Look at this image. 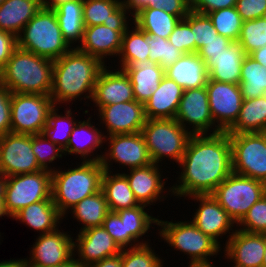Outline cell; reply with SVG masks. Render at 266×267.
I'll list each match as a JSON object with an SVG mask.
<instances>
[{"label": "cell", "mask_w": 266, "mask_h": 267, "mask_svg": "<svg viewBox=\"0 0 266 267\" xmlns=\"http://www.w3.org/2000/svg\"><path fill=\"white\" fill-rule=\"evenodd\" d=\"M177 168L173 197L211 194L233 172L229 134L191 135Z\"/></svg>", "instance_id": "1"}, {"label": "cell", "mask_w": 266, "mask_h": 267, "mask_svg": "<svg viewBox=\"0 0 266 267\" xmlns=\"http://www.w3.org/2000/svg\"><path fill=\"white\" fill-rule=\"evenodd\" d=\"M104 66L98 58L80 51L77 47L54 60L50 92L54 105L67 106L78 99H87L85 103L91 101L98 74Z\"/></svg>", "instance_id": "2"}, {"label": "cell", "mask_w": 266, "mask_h": 267, "mask_svg": "<svg viewBox=\"0 0 266 267\" xmlns=\"http://www.w3.org/2000/svg\"><path fill=\"white\" fill-rule=\"evenodd\" d=\"M53 60L16 48L3 70L0 84L12 93L50 95Z\"/></svg>", "instance_id": "3"}, {"label": "cell", "mask_w": 266, "mask_h": 267, "mask_svg": "<svg viewBox=\"0 0 266 267\" xmlns=\"http://www.w3.org/2000/svg\"><path fill=\"white\" fill-rule=\"evenodd\" d=\"M103 172L100 161L81 162L64 170L58 167L51 172V197L64 218L77 203L101 190Z\"/></svg>", "instance_id": "4"}, {"label": "cell", "mask_w": 266, "mask_h": 267, "mask_svg": "<svg viewBox=\"0 0 266 267\" xmlns=\"http://www.w3.org/2000/svg\"><path fill=\"white\" fill-rule=\"evenodd\" d=\"M17 47L53 61L72 48L62 36L54 10L43 7L17 36Z\"/></svg>", "instance_id": "5"}, {"label": "cell", "mask_w": 266, "mask_h": 267, "mask_svg": "<svg viewBox=\"0 0 266 267\" xmlns=\"http://www.w3.org/2000/svg\"><path fill=\"white\" fill-rule=\"evenodd\" d=\"M160 227V228H159ZM157 230L160 239L176 251L187 255L190 263L209 262L211 257L223 253L222 248L209 236L199 230L191 220L165 221L158 219Z\"/></svg>", "instance_id": "6"}, {"label": "cell", "mask_w": 266, "mask_h": 267, "mask_svg": "<svg viewBox=\"0 0 266 267\" xmlns=\"http://www.w3.org/2000/svg\"><path fill=\"white\" fill-rule=\"evenodd\" d=\"M141 133L152 162L161 166L164 158L178 165L192 135L176 119H147Z\"/></svg>", "instance_id": "7"}, {"label": "cell", "mask_w": 266, "mask_h": 267, "mask_svg": "<svg viewBox=\"0 0 266 267\" xmlns=\"http://www.w3.org/2000/svg\"><path fill=\"white\" fill-rule=\"evenodd\" d=\"M264 194L265 183L233 172L211 193L236 224Z\"/></svg>", "instance_id": "8"}, {"label": "cell", "mask_w": 266, "mask_h": 267, "mask_svg": "<svg viewBox=\"0 0 266 267\" xmlns=\"http://www.w3.org/2000/svg\"><path fill=\"white\" fill-rule=\"evenodd\" d=\"M52 173L41 170L35 173L7 176L2 216L12 217L20 209L51 197Z\"/></svg>", "instance_id": "9"}, {"label": "cell", "mask_w": 266, "mask_h": 267, "mask_svg": "<svg viewBox=\"0 0 266 267\" xmlns=\"http://www.w3.org/2000/svg\"><path fill=\"white\" fill-rule=\"evenodd\" d=\"M54 106L50 95L12 93L11 132L28 135L43 133Z\"/></svg>", "instance_id": "10"}, {"label": "cell", "mask_w": 266, "mask_h": 267, "mask_svg": "<svg viewBox=\"0 0 266 267\" xmlns=\"http://www.w3.org/2000/svg\"><path fill=\"white\" fill-rule=\"evenodd\" d=\"M104 144H107L108 148L105 147L103 152L100 149L102 153L100 163L106 171L113 170V162L119 164L118 166L121 165V169L123 167L125 169L126 166L127 170L153 163L141 132L106 136Z\"/></svg>", "instance_id": "11"}, {"label": "cell", "mask_w": 266, "mask_h": 267, "mask_svg": "<svg viewBox=\"0 0 266 267\" xmlns=\"http://www.w3.org/2000/svg\"><path fill=\"white\" fill-rule=\"evenodd\" d=\"M233 173L266 184V145L259 133L229 134Z\"/></svg>", "instance_id": "12"}, {"label": "cell", "mask_w": 266, "mask_h": 267, "mask_svg": "<svg viewBox=\"0 0 266 267\" xmlns=\"http://www.w3.org/2000/svg\"><path fill=\"white\" fill-rule=\"evenodd\" d=\"M175 119L192 135L222 132L212 119L206 86L183 91Z\"/></svg>", "instance_id": "13"}, {"label": "cell", "mask_w": 266, "mask_h": 267, "mask_svg": "<svg viewBox=\"0 0 266 267\" xmlns=\"http://www.w3.org/2000/svg\"><path fill=\"white\" fill-rule=\"evenodd\" d=\"M43 170L32 150V135L7 133L0 137V174L13 176Z\"/></svg>", "instance_id": "14"}, {"label": "cell", "mask_w": 266, "mask_h": 267, "mask_svg": "<svg viewBox=\"0 0 266 267\" xmlns=\"http://www.w3.org/2000/svg\"><path fill=\"white\" fill-rule=\"evenodd\" d=\"M187 198L200 203L192 215L193 219L190 218L191 222L223 248L219 239L223 240L222 237L225 235L227 238L225 242L227 243L230 236L237 230L235 227L237 224L211 194L191 195Z\"/></svg>", "instance_id": "15"}, {"label": "cell", "mask_w": 266, "mask_h": 267, "mask_svg": "<svg viewBox=\"0 0 266 267\" xmlns=\"http://www.w3.org/2000/svg\"><path fill=\"white\" fill-rule=\"evenodd\" d=\"M59 228L39 235L30 248L28 267H52L66 263L74 257V237Z\"/></svg>", "instance_id": "16"}, {"label": "cell", "mask_w": 266, "mask_h": 267, "mask_svg": "<svg viewBox=\"0 0 266 267\" xmlns=\"http://www.w3.org/2000/svg\"><path fill=\"white\" fill-rule=\"evenodd\" d=\"M96 113L98 127L103 124L101 128L107 129L105 137L141 132L147 120L144 104L136 100L103 106Z\"/></svg>", "instance_id": "17"}, {"label": "cell", "mask_w": 266, "mask_h": 267, "mask_svg": "<svg viewBox=\"0 0 266 267\" xmlns=\"http://www.w3.org/2000/svg\"><path fill=\"white\" fill-rule=\"evenodd\" d=\"M206 90L212 119L222 132H226L235 123L241 109L240 86L208 80Z\"/></svg>", "instance_id": "18"}, {"label": "cell", "mask_w": 266, "mask_h": 267, "mask_svg": "<svg viewBox=\"0 0 266 267\" xmlns=\"http://www.w3.org/2000/svg\"><path fill=\"white\" fill-rule=\"evenodd\" d=\"M160 166L152 163L145 167L129 169L127 173L125 171L122 172L127 178L129 186L139 204L145 206L155 205L154 203H158V201L163 202L170 194L169 198L172 197V188L170 186L168 188L165 187L168 177L164 178L162 166Z\"/></svg>", "instance_id": "19"}, {"label": "cell", "mask_w": 266, "mask_h": 267, "mask_svg": "<svg viewBox=\"0 0 266 267\" xmlns=\"http://www.w3.org/2000/svg\"><path fill=\"white\" fill-rule=\"evenodd\" d=\"M105 65L98 74L91 102L97 111L107 105L135 100L133 86L123 69Z\"/></svg>", "instance_id": "20"}, {"label": "cell", "mask_w": 266, "mask_h": 267, "mask_svg": "<svg viewBox=\"0 0 266 267\" xmlns=\"http://www.w3.org/2000/svg\"><path fill=\"white\" fill-rule=\"evenodd\" d=\"M73 240H75L74 257H77V261L83 267L120 254L122 250L103 226L91 227L78 232Z\"/></svg>", "instance_id": "21"}, {"label": "cell", "mask_w": 266, "mask_h": 267, "mask_svg": "<svg viewBox=\"0 0 266 267\" xmlns=\"http://www.w3.org/2000/svg\"><path fill=\"white\" fill-rule=\"evenodd\" d=\"M83 24L84 27L103 24L112 30L126 32L133 24V14L122 0H83Z\"/></svg>", "instance_id": "22"}, {"label": "cell", "mask_w": 266, "mask_h": 267, "mask_svg": "<svg viewBox=\"0 0 266 267\" xmlns=\"http://www.w3.org/2000/svg\"><path fill=\"white\" fill-rule=\"evenodd\" d=\"M224 246L222 257L234 263L231 267H262L265 250L262 233L237 229Z\"/></svg>", "instance_id": "23"}, {"label": "cell", "mask_w": 266, "mask_h": 267, "mask_svg": "<svg viewBox=\"0 0 266 267\" xmlns=\"http://www.w3.org/2000/svg\"><path fill=\"white\" fill-rule=\"evenodd\" d=\"M86 120H78L70 134L67 146L63 149L65 156L76 155L82 162L100 161L102 154H97L98 150L104 149V134L102 129L91 124L92 115L89 114ZM94 123V124H93ZM103 147V148H102ZM98 149V150H97ZM96 151V153H95Z\"/></svg>", "instance_id": "24"}, {"label": "cell", "mask_w": 266, "mask_h": 267, "mask_svg": "<svg viewBox=\"0 0 266 267\" xmlns=\"http://www.w3.org/2000/svg\"><path fill=\"white\" fill-rule=\"evenodd\" d=\"M209 72V80L239 84L242 61L246 56L241 45L234 41L218 54H199Z\"/></svg>", "instance_id": "25"}, {"label": "cell", "mask_w": 266, "mask_h": 267, "mask_svg": "<svg viewBox=\"0 0 266 267\" xmlns=\"http://www.w3.org/2000/svg\"><path fill=\"white\" fill-rule=\"evenodd\" d=\"M124 33L112 30L103 24L85 27L82 42L76 47L107 65V58L110 60V57L117 58L119 55Z\"/></svg>", "instance_id": "26"}, {"label": "cell", "mask_w": 266, "mask_h": 267, "mask_svg": "<svg viewBox=\"0 0 266 267\" xmlns=\"http://www.w3.org/2000/svg\"><path fill=\"white\" fill-rule=\"evenodd\" d=\"M183 88L164 76L151 97L144 103L147 119H175Z\"/></svg>", "instance_id": "27"}, {"label": "cell", "mask_w": 266, "mask_h": 267, "mask_svg": "<svg viewBox=\"0 0 266 267\" xmlns=\"http://www.w3.org/2000/svg\"><path fill=\"white\" fill-rule=\"evenodd\" d=\"M165 76L174 80L184 91L205 87L209 80L206 64L198 53L183 54L165 69Z\"/></svg>", "instance_id": "28"}, {"label": "cell", "mask_w": 266, "mask_h": 267, "mask_svg": "<svg viewBox=\"0 0 266 267\" xmlns=\"http://www.w3.org/2000/svg\"><path fill=\"white\" fill-rule=\"evenodd\" d=\"M11 218L36 230L39 235L57 230L64 220L52 199L32 203L20 209Z\"/></svg>", "instance_id": "29"}, {"label": "cell", "mask_w": 266, "mask_h": 267, "mask_svg": "<svg viewBox=\"0 0 266 267\" xmlns=\"http://www.w3.org/2000/svg\"><path fill=\"white\" fill-rule=\"evenodd\" d=\"M121 69L125 71L131 81L135 100L143 104L158 89L162 78L165 76V70L150 60L136 61L132 65Z\"/></svg>", "instance_id": "30"}, {"label": "cell", "mask_w": 266, "mask_h": 267, "mask_svg": "<svg viewBox=\"0 0 266 267\" xmlns=\"http://www.w3.org/2000/svg\"><path fill=\"white\" fill-rule=\"evenodd\" d=\"M41 8L42 0H5L0 5V30L17 37Z\"/></svg>", "instance_id": "31"}, {"label": "cell", "mask_w": 266, "mask_h": 267, "mask_svg": "<svg viewBox=\"0 0 266 267\" xmlns=\"http://www.w3.org/2000/svg\"><path fill=\"white\" fill-rule=\"evenodd\" d=\"M114 171L104 170L101 179V190L103 191L109 210L116 212L120 209L133 208L138 205L127 178Z\"/></svg>", "instance_id": "32"}, {"label": "cell", "mask_w": 266, "mask_h": 267, "mask_svg": "<svg viewBox=\"0 0 266 267\" xmlns=\"http://www.w3.org/2000/svg\"><path fill=\"white\" fill-rule=\"evenodd\" d=\"M53 10L63 38L72 48L76 47L75 43L79 45L82 42L85 28L83 24V0L68 1Z\"/></svg>", "instance_id": "33"}, {"label": "cell", "mask_w": 266, "mask_h": 267, "mask_svg": "<svg viewBox=\"0 0 266 267\" xmlns=\"http://www.w3.org/2000/svg\"><path fill=\"white\" fill-rule=\"evenodd\" d=\"M266 129V99H243L235 123L226 131L228 134L259 133Z\"/></svg>", "instance_id": "34"}, {"label": "cell", "mask_w": 266, "mask_h": 267, "mask_svg": "<svg viewBox=\"0 0 266 267\" xmlns=\"http://www.w3.org/2000/svg\"><path fill=\"white\" fill-rule=\"evenodd\" d=\"M181 19L165 10L152 6L143 7L133 15V23L148 35L168 39L174 27Z\"/></svg>", "instance_id": "35"}, {"label": "cell", "mask_w": 266, "mask_h": 267, "mask_svg": "<svg viewBox=\"0 0 266 267\" xmlns=\"http://www.w3.org/2000/svg\"><path fill=\"white\" fill-rule=\"evenodd\" d=\"M110 212L105 195L102 190L84 198L77 203L68 214L72 213L73 220L76 219L81 224L79 232L91 228L102 226L106 215Z\"/></svg>", "instance_id": "36"}, {"label": "cell", "mask_w": 266, "mask_h": 267, "mask_svg": "<svg viewBox=\"0 0 266 267\" xmlns=\"http://www.w3.org/2000/svg\"><path fill=\"white\" fill-rule=\"evenodd\" d=\"M133 24L122 37L121 50L116 59V62L119 60L117 64L120 69L132 65L136 61L149 60L150 51L147 43V34L135 23Z\"/></svg>", "instance_id": "37"}, {"label": "cell", "mask_w": 266, "mask_h": 267, "mask_svg": "<svg viewBox=\"0 0 266 267\" xmlns=\"http://www.w3.org/2000/svg\"><path fill=\"white\" fill-rule=\"evenodd\" d=\"M239 86L243 99L263 96L266 91V67L246 55L242 61Z\"/></svg>", "instance_id": "38"}, {"label": "cell", "mask_w": 266, "mask_h": 267, "mask_svg": "<svg viewBox=\"0 0 266 267\" xmlns=\"http://www.w3.org/2000/svg\"><path fill=\"white\" fill-rule=\"evenodd\" d=\"M148 206L138 205L133 208L120 209L116 211L121 220H124L126 226V232L139 244H148L149 239L144 240L142 236H146V233L150 231L152 224H158V217L152 216V213L149 214L146 208ZM146 209V211H145ZM143 238V239H142ZM142 239V240H141ZM141 240V241H140Z\"/></svg>", "instance_id": "39"}, {"label": "cell", "mask_w": 266, "mask_h": 267, "mask_svg": "<svg viewBox=\"0 0 266 267\" xmlns=\"http://www.w3.org/2000/svg\"><path fill=\"white\" fill-rule=\"evenodd\" d=\"M59 106H54V108L49 112L48 121L46 127L43 130V134L54 144L59 145L64 149L69 141L71 132L76 125L78 119L74 117L75 113H72V109L68 107L64 111V115L59 113Z\"/></svg>", "instance_id": "40"}, {"label": "cell", "mask_w": 266, "mask_h": 267, "mask_svg": "<svg viewBox=\"0 0 266 267\" xmlns=\"http://www.w3.org/2000/svg\"><path fill=\"white\" fill-rule=\"evenodd\" d=\"M207 15L218 34L233 42L238 41L243 21L236 7L218 9Z\"/></svg>", "instance_id": "41"}, {"label": "cell", "mask_w": 266, "mask_h": 267, "mask_svg": "<svg viewBox=\"0 0 266 267\" xmlns=\"http://www.w3.org/2000/svg\"><path fill=\"white\" fill-rule=\"evenodd\" d=\"M237 42L246 55L264 47L266 45V17L244 21Z\"/></svg>", "instance_id": "42"}, {"label": "cell", "mask_w": 266, "mask_h": 267, "mask_svg": "<svg viewBox=\"0 0 266 267\" xmlns=\"http://www.w3.org/2000/svg\"><path fill=\"white\" fill-rule=\"evenodd\" d=\"M152 243L122 249V267H164Z\"/></svg>", "instance_id": "43"}, {"label": "cell", "mask_w": 266, "mask_h": 267, "mask_svg": "<svg viewBox=\"0 0 266 267\" xmlns=\"http://www.w3.org/2000/svg\"><path fill=\"white\" fill-rule=\"evenodd\" d=\"M147 43L150 51L149 60L152 63H157L164 70L173 65L183 55L168 39L160 36L147 34Z\"/></svg>", "instance_id": "44"}, {"label": "cell", "mask_w": 266, "mask_h": 267, "mask_svg": "<svg viewBox=\"0 0 266 267\" xmlns=\"http://www.w3.org/2000/svg\"><path fill=\"white\" fill-rule=\"evenodd\" d=\"M32 150L39 166L51 172L55 170V160L65 155L63 149L51 142L43 133L32 135Z\"/></svg>", "instance_id": "45"}, {"label": "cell", "mask_w": 266, "mask_h": 267, "mask_svg": "<svg viewBox=\"0 0 266 267\" xmlns=\"http://www.w3.org/2000/svg\"><path fill=\"white\" fill-rule=\"evenodd\" d=\"M190 27L195 40V53H197L205 43L217 37V30L208 15L195 11H190Z\"/></svg>", "instance_id": "46"}, {"label": "cell", "mask_w": 266, "mask_h": 267, "mask_svg": "<svg viewBox=\"0 0 266 267\" xmlns=\"http://www.w3.org/2000/svg\"><path fill=\"white\" fill-rule=\"evenodd\" d=\"M236 227L249 233L266 232V194L254 203Z\"/></svg>", "instance_id": "47"}, {"label": "cell", "mask_w": 266, "mask_h": 267, "mask_svg": "<svg viewBox=\"0 0 266 267\" xmlns=\"http://www.w3.org/2000/svg\"><path fill=\"white\" fill-rule=\"evenodd\" d=\"M102 226L121 249L139 246L129 233L126 232L124 220H121L116 212L110 211L106 215Z\"/></svg>", "instance_id": "48"}, {"label": "cell", "mask_w": 266, "mask_h": 267, "mask_svg": "<svg viewBox=\"0 0 266 267\" xmlns=\"http://www.w3.org/2000/svg\"><path fill=\"white\" fill-rule=\"evenodd\" d=\"M168 41L183 54L195 53V40L190 27V12L177 23Z\"/></svg>", "instance_id": "49"}, {"label": "cell", "mask_w": 266, "mask_h": 267, "mask_svg": "<svg viewBox=\"0 0 266 267\" xmlns=\"http://www.w3.org/2000/svg\"><path fill=\"white\" fill-rule=\"evenodd\" d=\"M236 9L242 21L265 17L266 0H237Z\"/></svg>", "instance_id": "50"}, {"label": "cell", "mask_w": 266, "mask_h": 267, "mask_svg": "<svg viewBox=\"0 0 266 267\" xmlns=\"http://www.w3.org/2000/svg\"><path fill=\"white\" fill-rule=\"evenodd\" d=\"M12 92L0 84V137L11 132Z\"/></svg>", "instance_id": "51"}, {"label": "cell", "mask_w": 266, "mask_h": 267, "mask_svg": "<svg viewBox=\"0 0 266 267\" xmlns=\"http://www.w3.org/2000/svg\"><path fill=\"white\" fill-rule=\"evenodd\" d=\"M152 7L184 19L191 11V0H159Z\"/></svg>", "instance_id": "52"}, {"label": "cell", "mask_w": 266, "mask_h": 267, "mask_svg": "<svg viewBox=\"0 0 266 267\" xmlns=\"http://www.w3.org/2000/svg\"><path fill=\"white\" fill-rule=\"evenodd\" d=\"M236 1L237 0H191V10L207 15L218 9L236 7Z\"/></svg>", "instance_id": "53"}, {"label": "cell", "mask_w": 266, "mask_h": 267, "mask_svg": "<svg viewBox=\"0 0 266 267\" xmlns=\"http://www.w3.org/2000/svg\"><path fill=\"white\" fill-rule=\"evenodd\" d=\"M16 48L17 37L10 32L0 30V72Z\"/></svg>", "instance_id": "54"}, {"label": "cell", "mask_w": 266, "mask_h": 267, "mask_svg": "<svg viewBox=\"0 0 266 267\" xmlns=\"http://www.w3.org/2000/svg\"><path fill=\"white\" fill-rule=\"evenodd\" d=\"M230 39L223 37L222 35L218 34L215 39L211 40L208 43H205V45L197 52L198 54H218L219 52H222L223 49H226L229 47V45L232 43Z\"/></svg>", "instance_id": "55"}, {"label": "cell", "mask_w": 266, "mask_h": 267, "mask_svg": "<svg viewBox=\"0 0 266 267\" xmlns=\"http://www.w3.org/2000/svg\"><path fill=\"white\" fill-rule=\"evenodd\" d=\"M159 0H122L123 5L134 15L143 7H150Z\"/></svg>", "instance_id": "56"}, {"label": "cell", "mask_w": 266, "mask_h": 267, "mask_svg": "<svg viewBox=\"0 0 266 267\" xmlns=\"http://www.w3.org/2000/svg\"><path fill=\"white\" fill-rule=\"evenodd\" d=\"M88 267H122V250L120 254L107 257L99 262L89 265Z\"/></svg>", "instance_id": "57"}, {"label": "cell", "mask_w": 266, "mask_h": 267, "mask_svg": "<svg viewBox=\"0 0 266 267\" xmlns=\"http://www.w3.org/2000/svg\"><path fill=\"white\" fill-rule=\"evenodd\" d=\"M255 61L266 67V45L262 48L256 49L249 54Z\"/></svg>", "instance_id": "58"}, {"label": "cell", "mask_w": 266, "mask_h": 267, "mask_svg": "<svg viewBox=\"0 0 266 267\" xmlns=\"http://www.w3.org/2000/svg\"><path fill=\"white\" fill-rule=\"evenodd\" d=\"M0 267H28L25 258L0 261Z\"/></svg>", "instance_id": "59"}, {"label": "cell", "mask_w": 266, "mask_h": 267, "mask_svg": "<svg viewBox=\"0 0 266 267\" xmlns=\"http://www.w3.org/2000/svg\"><path fill=\"white\" fill-rule=\"evenodd\" d=\"M73 0H42V7L45 9H55L57 6Z\"/></svg>", "instance_id": "60"}, {"label": "cell", "mask_w": 266, "mask_h": 267, "mask_svg": "<svg viewBox=\"0 0 266 267\" xmlns=\"http://www.w3.org/2000/svg\"><path fill=\"white\" fill-rule=\"evenodd\" d=\"M7 186V177L0 174V209L2 208Z\"/></svg>", "instance_id": "61"}, {"label": "cell", "mask_w": 266, "mask_h": 267, "mask_svg": "<svg viewBox=\"0 0 266 267\" xmlns=\"http://www.w3.org/2000/svg\"><path fill=\"white\" fill-rule=\"evenodd\" d=\"M52 267H83V266L77 261L76 257H73L64 264Z\"/></svg>", "instance_id": "62"}, {"label": "cell", "mask_w": 266, "mask_h": 267, "mask_svg": "<svg viewBox=\"0 0 266 267\" xmlns=\"http://www.w3.org/2000/svg\"><path fill=\"white\" fill-rule=\"evenodd\" d=\"M188 267H217L212 261L209 262H197V263H190L188 262Z\"/></svg>", "instance_id": "63"}, {"label": "cell", "mask_w": 266, "mask_h": 267, "mask_svg": "<svg viewBox=\"0 0 266 267\" xmlns=\"http://www.w3.org/2000/svg\"><path fill=\"white\" fill-rule=\"evenodd\" d=\"M262 237H263V240H264V247H265L262 267H266V232L262 233Z\"/></svg>", "instance_id": "64"}, {"label": "cell", "mask_w": 266, "mask_h": 267, "mask_svg": "<svg viewBox=\"0 0 266 267\" xmlns=\"http://www.w3.org/2000/svg\"><path fill=\"white\" fill-rule=\"evenodd\" d=\"M259 134L263 137V140H264L265 145H266V129H264L263 131H260Z\"/></svg>", "instance_id": "65"}, {"label": "cell", "mask_w": 266, "mask_h": 267, "mask_svg": "<svg viewBox=\"0 0 266 267\" xmlns=\"http://www.w3.org/2000/svg\"><path fill=\"white\" fill-rule=\"evenodd\" d=\"M263 96L265 97V99H266V91H264V94H263Z\"/></svg>", "instance_id": "66"}]
</instances>
